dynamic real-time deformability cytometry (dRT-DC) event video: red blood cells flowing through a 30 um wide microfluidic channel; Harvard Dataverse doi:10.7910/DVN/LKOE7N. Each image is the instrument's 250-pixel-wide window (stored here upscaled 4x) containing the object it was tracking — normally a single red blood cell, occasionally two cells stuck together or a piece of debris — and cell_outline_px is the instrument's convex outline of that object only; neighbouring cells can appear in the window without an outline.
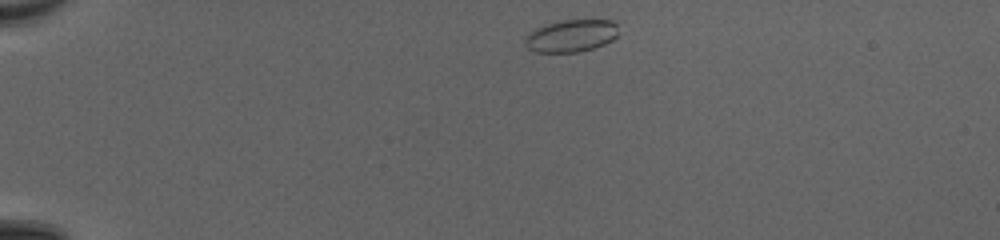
{"species": "common noctule bat (a hibernating species)", "species_latin": "Nyctalus noctula", "temperature_condition": "cold", "stored_images_in_passage": 40, "camera_frame_rate_fps": 3000, "um_per_image_px": 0.085, "animal": {"sex": "female", "body_mass_g": 20.0, "forearm_length_mm": 54.0}, "frame": {"image": 1, "passage_image": 1, "time_ms": 0.0, "image_size_px": [1000, 240], "cell_outline_px": [[616, 36], [612, 40], [604, 44], [580, 52], [536, 52], [528, 48], [524, 44], [524, 40], [528, 32], [544, 24], [560, 20], [612, 20], [616, 24]], "centroid_in_image_um": [48.5, 3.04], "position_along_channel_um": 36.5, "area_um2": 17.63}}
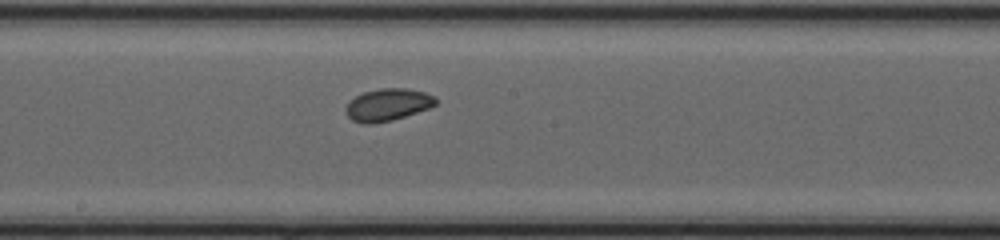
{"frame": {"image": 2, "passage_image": 19, "time_ms": 6.0, "image_size_px": [1000, 240], "cell_outline_px": [[436, 104], [428, 108], [392, 120], [372, 124], [364, 124], [352, 120], [348, 116], [344, 108], [348, 100], [364, 92], [380, 88], [408, 88], [424, 92], [436, 96]], "centroid_in_image_um": [32.92, 8.89], "position_along_channel_um": 215.3, "area_um2": 16.94}}
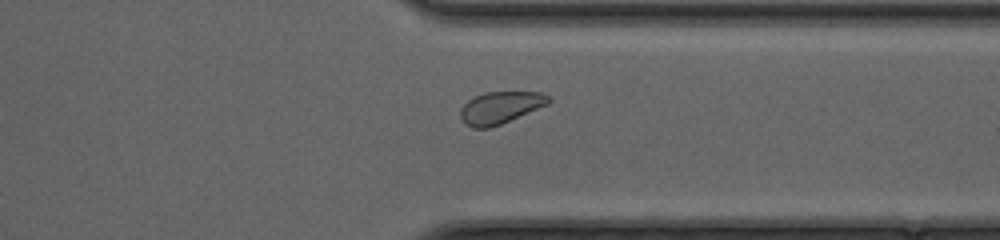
{"frame": {"image": 3, "passage_image": 30, "time_ms": 9.667, "image_size_px": [1000, 240], "cell_outline_px": [[552, 100], [548, 104], [500, 124], [488, 128], [472, 128], [464, 124], [460, 116], [460, 108], [468, 100], [484, 92], [540, 92], [548, 96]], "centroid_in_image_um": [42.49, 9.14], "position_along_channel_um": 368.9, "area_um2": 16.36}, "authors_computed_cell_mechanics": {"area_um2": 16.9932, "velocity_mm_per_s": 4.1901, "shape_relaxation_time_tau1_ms": 5.5609, "shape_relaxation_time_tau2_ms": null, "deformation_change_tau1": 0.1229, "deformation_change_tau2": null}}